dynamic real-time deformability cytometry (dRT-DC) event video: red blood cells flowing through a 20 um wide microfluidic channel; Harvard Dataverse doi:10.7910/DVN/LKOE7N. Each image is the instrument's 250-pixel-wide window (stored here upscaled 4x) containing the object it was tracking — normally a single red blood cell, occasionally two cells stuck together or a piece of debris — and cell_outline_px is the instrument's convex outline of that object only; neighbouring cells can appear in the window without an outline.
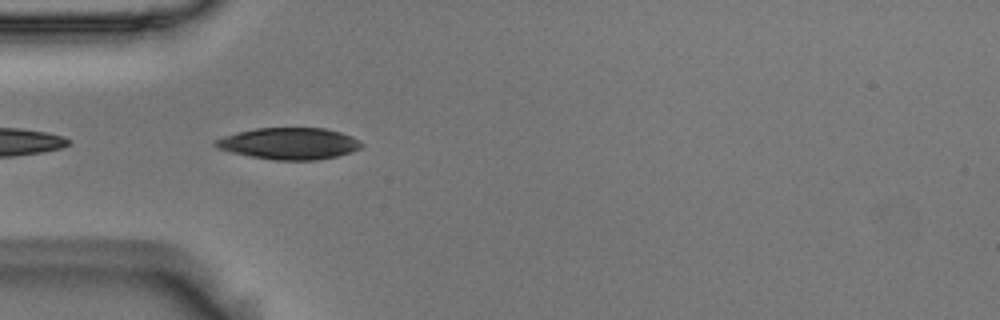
{"species": "Egyptian fruit bat (a non-hibernating species)", "species_latin": "Rousettus aegyptiacus", "temperature_condition": "room temperature", "stored_images_in_passage": 4, "camera_frame_rate_fps": 3000, "um_per_image_px": 0.085, "animal": {"sex": "male"}, "frame": {"image": 1, "passage_image": 2, "time_ms": 0.333, "image_size_px": [1000, 320], "cell_outline_px": [[364, 144], [360, 148], [352, 152], [336, 156], [316, 160], [276, 160], [252, 156], [232, 152], [216, 148], [212, 144], [212, 140], [236, 132], [256, 128], [324, 128], [340, 132], [352, 136], [360, 140]], "centroid_in_image_um": [24.57, 12.19], "position_along_channel_um": 60.4, "area_um2": 26.99}}